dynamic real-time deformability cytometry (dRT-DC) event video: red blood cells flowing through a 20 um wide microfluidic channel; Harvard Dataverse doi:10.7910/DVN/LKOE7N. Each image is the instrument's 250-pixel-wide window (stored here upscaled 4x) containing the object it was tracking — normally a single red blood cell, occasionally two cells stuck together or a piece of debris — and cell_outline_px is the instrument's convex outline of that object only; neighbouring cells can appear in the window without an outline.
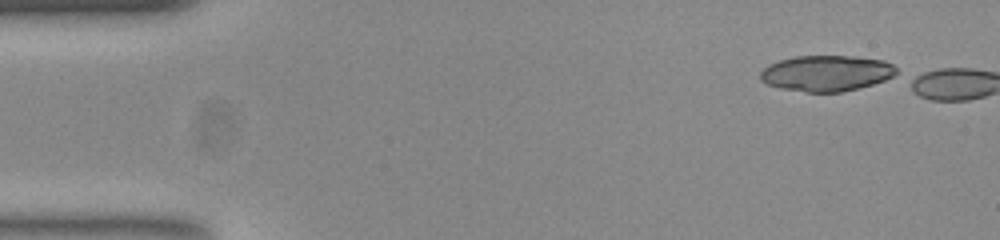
{"species": "common noctule bat (a hibernating species)", "species_latin": "Nyctalus noctula", "temperature_condition": "room temperature", "stored_images_in_passage": 3, "camera_frame_rate_fps": 3000, "um_per_image_px": 0.085, "animal": {"sex": "female", "body_mass_g": 23.0, "forearm_length_mm": 53.4}, "frame": {"image": 1, "passage_image": 1, "time_ms": 0.0, "image_size_px": [1000, 240], "cell_outline_px": [[896, 72], [892, 76], [884, 80], [872, 84], [840, 92], [808, 92], [780, 88], [768, 84], [760, 80], [760, 72], [768, 64], [780, 60], [796, 56], [856, 56], [884, 60], [892, 64], [896, 68]], "centroid_in_image_um": [70.22, 6.21], "position_along_channel_um": 14.8, "area_um2": 28.26}}